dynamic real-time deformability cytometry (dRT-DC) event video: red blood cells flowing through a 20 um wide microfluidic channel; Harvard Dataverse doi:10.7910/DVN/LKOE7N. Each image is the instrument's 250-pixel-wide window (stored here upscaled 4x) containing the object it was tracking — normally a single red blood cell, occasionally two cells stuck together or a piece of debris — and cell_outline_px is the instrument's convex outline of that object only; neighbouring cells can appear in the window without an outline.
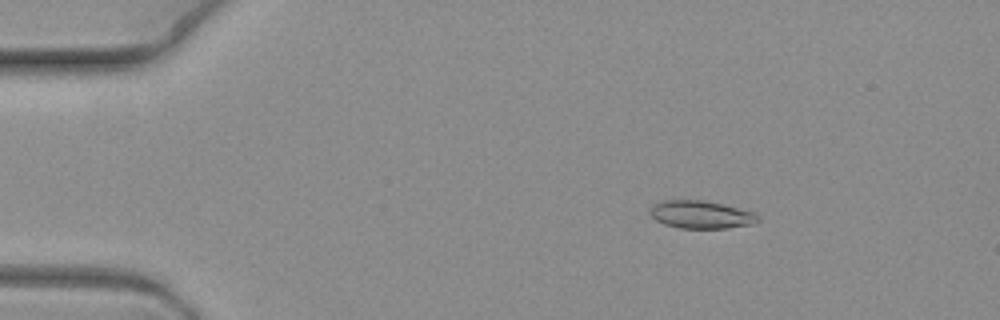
{"species": "common noctule bat (a hibernating species)", "species_latin": "Nyctalus noctula", "temperature_condition": "warm", "stored_images_in_passage": 6, "camera_frame_rate_fps": 3000, "um_per_image_px": 0.085, "animal": {"sex": "female", "body_mass_g": 19.3, "forearm_length_mm": 54.1}, "frame": {"image": 1, "passage_image": 3, "time_ms": 0.667, "image_size_px": [1000, 320], "cell_outline_px": [[760, 220], [752, 224], [728, 228], [680, 228], [664, 224], [656, 220], [648, 212], [652, 204], [664, 200], [700, 200], [720, 204], [752, 212], [760, 216]], "centroid_in_image_um": [59.54, 18.25], "position_along_channel_um": 25.5, "area_um2": 17.34}}
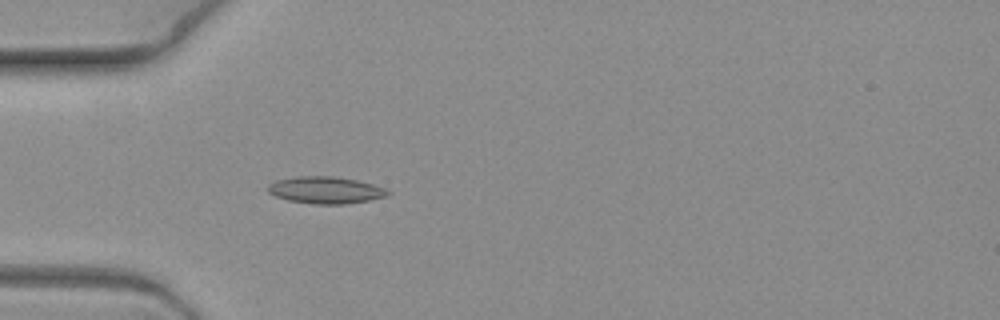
{"frame": {"image": 2, "passage_image": 6, "time_ms": 1.667, "image_size_px": [1000, 320], "cell_outline_px": [[392, 192], [388, 196], [368, 200], [344, 204], [312, 204], [288, 200], [276, 196], [268, 192], [268, 184], [276, 180], [296, 176], [332, 176], [356, 180], [372, 184], [384, 188]], "centroid_in_image_um": [27.66, 16.16], "position_along_channel_um": 57.3, "area_um2": 18.79}}